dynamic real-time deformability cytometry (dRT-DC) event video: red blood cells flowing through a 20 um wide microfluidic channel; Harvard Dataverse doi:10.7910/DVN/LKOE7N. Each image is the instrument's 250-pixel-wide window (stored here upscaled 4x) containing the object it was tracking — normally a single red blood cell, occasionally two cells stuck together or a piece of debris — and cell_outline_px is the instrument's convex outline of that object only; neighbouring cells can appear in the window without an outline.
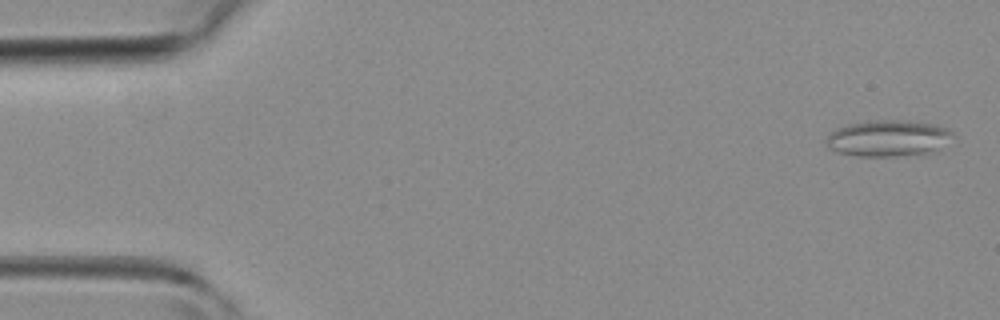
{"species": "common noctule bat (a hibernating species)", "species_latin": "Nyctalus noctula", "temperature_condition": "room temperature", "stored_images_in_passage": 43, "camera_frame_rate_fps": 3000, "um_per_image_px": 0.085, "animal": {"sex": "female", "body_mass_g": 19.3, "forearm_length_mm": 54.1}, "frame": {"image": 1, "passage_image": 1, "time_ms": 0.0, "image_size_px": [1000, 320], "cell_outline_px": [[956, 136], [936, 152], [896, 156], [856, 156], [836, 152], [828, 148], [828, 132], [836, 128], [848, 124], [872, 120], [900, 120], [936, 124], [948, 128]], "centroid_in_image_um": [75.53, 11.75], "position_along_channel_um": 9.5, "area_um2": 27.17}}
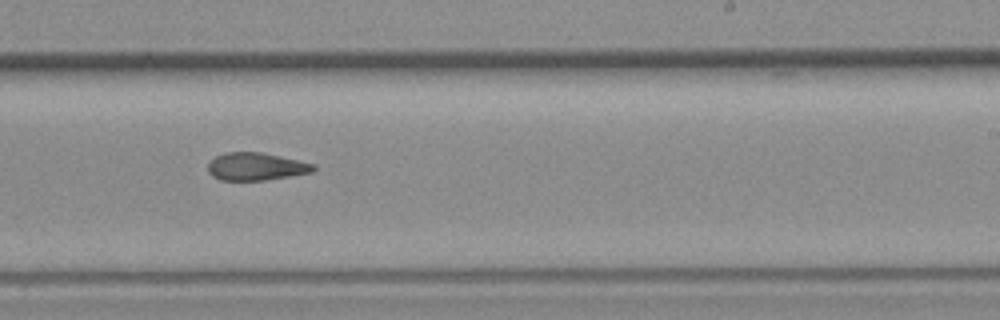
{"frame": {"image": 2, "passage_image": 26, "time_ms": 8.333, "image_size_px": [1000, 320], "cell_outline_px": [[316, 168], [312, 172], [268, 180], [220, 180], [212, 176], [208, 172], [208, 164], [216, 156], [224, 152], [260, 152], [316, 164]], "centroid_in_image_um": [21.76, 14.16], "position_along_channel_um": 267.2, "area_um2": 16.99}}
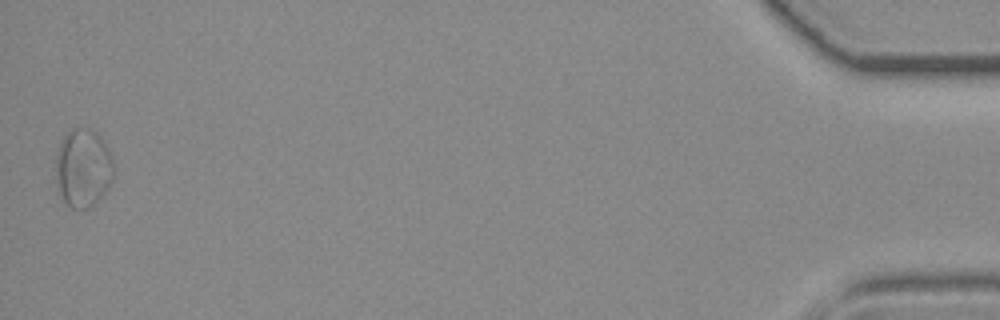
{"frame": {"image": 3, "passage_image": 43, "time_ms": 14.0, "image_size_px": [1000, 320], "cell_outline_px": [[116, 172], [108, 188], [92, 204], [84, 208], [72, 208], [64, 200], [60, 192], [56, 168], [56, 156], [60, 144], [64, 136], [72, 128], [92, 128], [104, 140], [112, 156], [116, 168]], "centroid_in_image_um": [7.12, 14.22], "position_along_channel_um": 428.1, "area_um2": 26.3}}